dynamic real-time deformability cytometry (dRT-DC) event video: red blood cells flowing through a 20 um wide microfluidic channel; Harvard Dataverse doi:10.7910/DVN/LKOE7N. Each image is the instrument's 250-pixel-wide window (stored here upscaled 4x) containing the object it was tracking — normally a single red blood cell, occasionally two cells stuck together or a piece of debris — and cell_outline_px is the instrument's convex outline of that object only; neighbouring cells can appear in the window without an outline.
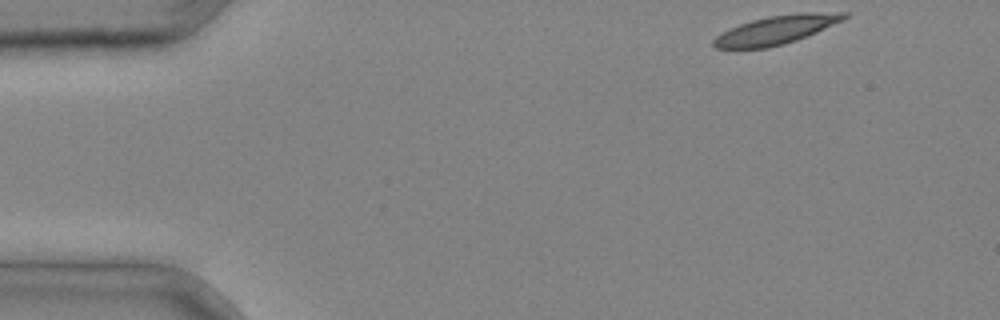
{"species": "common noctule bat (a hibernating species)", "species_latin": "Nyctalus noctula", "temperature_condition": "cold", "stored_images_in_passage": 4, "segment_of_instrument_passage": [1, 2], "camera_frame_rate_fps": 3000, "um_per_image_px": 0.085, "animal": {"sex": "male", "body_mass_g": 20.4}, "frame": {"image": 1, "passage_image": 1, "time_ms": 0.0, "image_size_px": [1000, 320], "cell_outline_px": [[848, 16], [844, 20], [816, 32], [796, 40], [784, 44], [768, 48], [716, 48], [712, 44], [712, 40], [716, 36], [728, 28], [752, 20], [768, 16], [800, 12], [848, 12]], "centroid_in_image_um": [65.98, 2.53], "position_along_channel_um": 19.0, "area_um2": 21.79}}
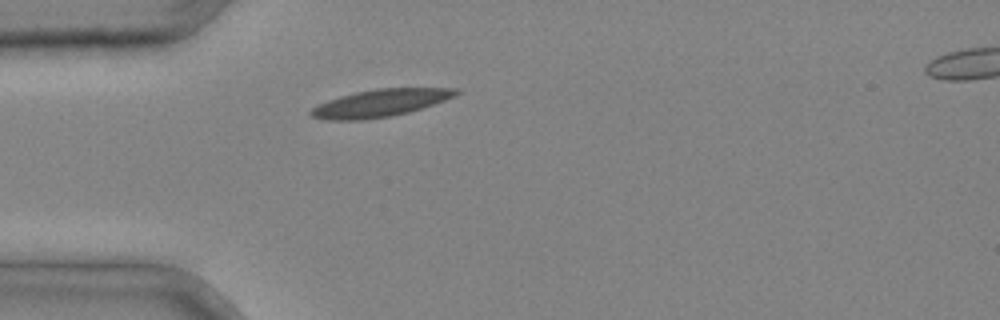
{"frame": {"image": 2, "passage_image": 3, "time_ms": 0.667, "image_size_px": [1000, 320], "cell_outline_px": [[460, 92], [444, 100], [408, 112], [392, 116], [364, 120], [328, 120], [312, 116], [308, 112], [312, 108], [328, 100], [340, 96], [356, 92], [376, 88], [460, 88]], "centroid_in_image_um": [32.29, 8.76], "position_along_channel_um": 52.7, "area_um2": 22.89}}